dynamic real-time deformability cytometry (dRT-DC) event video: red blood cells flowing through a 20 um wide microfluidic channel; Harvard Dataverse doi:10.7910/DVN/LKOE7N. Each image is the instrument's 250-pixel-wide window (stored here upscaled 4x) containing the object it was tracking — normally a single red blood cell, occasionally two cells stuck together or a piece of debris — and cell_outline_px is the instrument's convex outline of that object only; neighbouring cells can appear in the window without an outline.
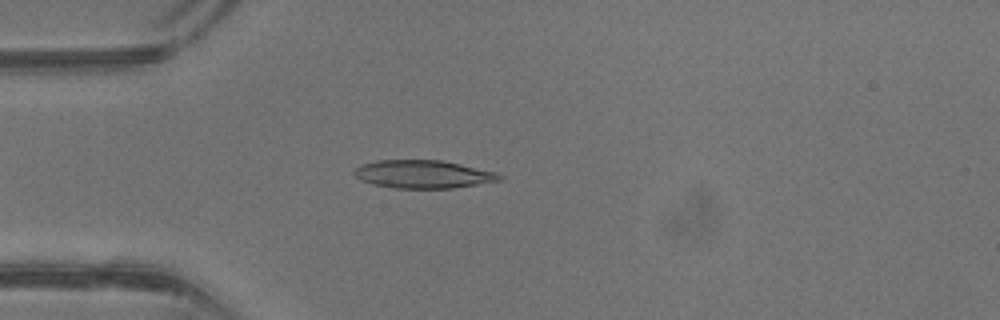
{"species": "common noctule bat (a hibernating species)", "species_latin": "Nyctalus noctula", "temperature_condition": "warm", "stored_images_in_passage": 40, "camera_frame_rate_fps": 3000, "um_per_image_px": 0.085, "animal": {"sex": "male", "body_mass_g": 13.3}, "frame": {"image": 1, "passage_image": 10, "time_ms": 3.0, "image_size_px": [1000, 320], "cell_outline_px": [[504, 176], [500, 180], [452, 188], [392, 188], [372, 184], [360, 180], [352, 172], [360, 164], [376, 160], [440, 160], [460, 164], [496, 172]], "centroid_in_image_um": [35.91, 14.8], "position_along_channel_um": 49.1, "area_um2": 23.7}}
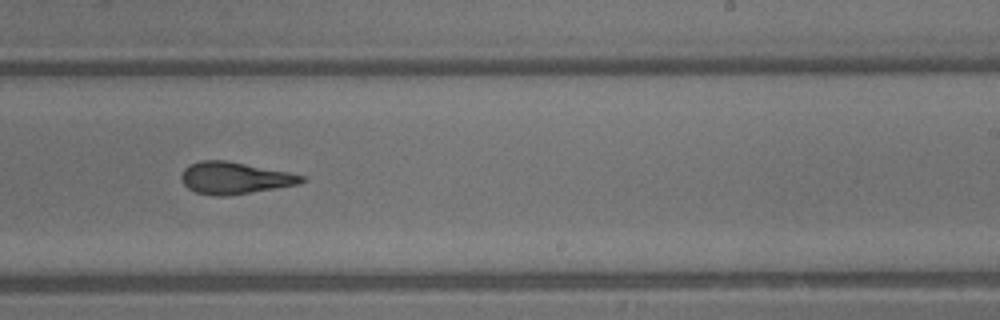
{"frame": {"image": 2, "passage_image": 24, "time_ms": 7.667, "image_size_px": [1000, 320], "cell_outline_px": [[308, 180], [296, 184], [228, 196], [212, 196], [196, 192], [188, 188], [184, 184], [180, 176], [184, 168], [200, 160], [224, 160], [288, 172], [308, 176]], "centroid_in_image_um": [19.94, 15.13], "position_along_channel_um": 269.1, "area_um2": 22.2}}
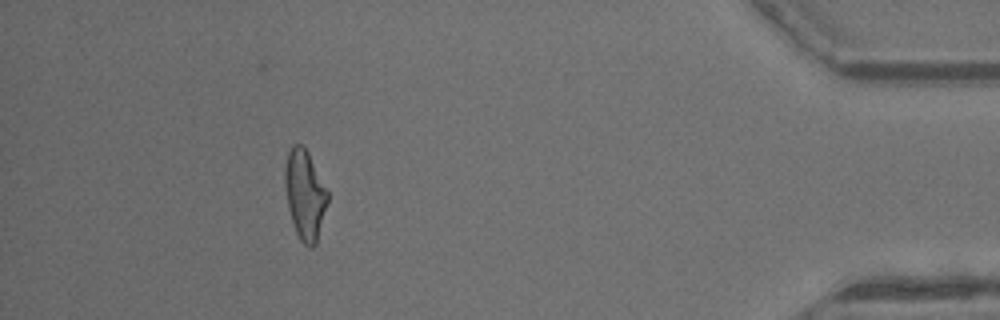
{"frame": {"image": 3, "passage_image": 36, "time_ms": 11.667, "image_size_px": [1000, 320], "cell_outline_px": [[328, 204], [316, 244], [312, 248], [308, 248], [300, 240], [296, 232], [288, 208], [284, 184], [284, 168], [288, 152], [292, 144], [300, 144], [308, 152], [328, 192]], "centroid_in_image_um": [25.91, 16.57], "position_along_channel_um": 409.3, "area_um2": 22.37}, "authors_computed_cell_mechanics": {"area_um2": 22.4264, "velocity_mm_per_s": 4.9832, "shape_relaxation_time_tau1_ms": 4.3599, "shape_relaxation_time_tau2_ms": 1.7083, "deformation_change_tau1": 0.2203, "deformation_change_tau2": 0.1276}}